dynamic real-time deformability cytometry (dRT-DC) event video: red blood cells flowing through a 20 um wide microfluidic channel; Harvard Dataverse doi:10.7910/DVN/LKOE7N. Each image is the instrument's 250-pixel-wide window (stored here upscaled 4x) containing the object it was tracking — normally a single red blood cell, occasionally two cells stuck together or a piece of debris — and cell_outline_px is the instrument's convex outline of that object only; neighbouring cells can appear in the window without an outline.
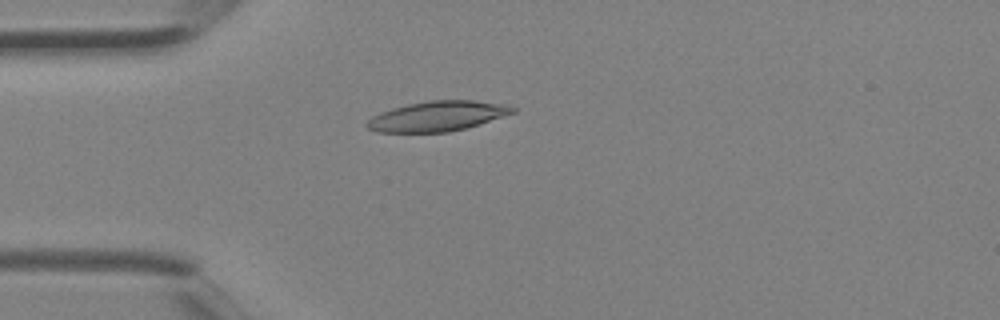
{"species": "Egyptian fruit bat (a non-hibernating species)", "species_latin": "Rousettus aegyptiacus", "temperature_condition": "room temperature", "stored_images_in_passage": 1, "camera_frame_rate_fps": 3000, "um_per_image_px": 0.085, "animal": {"sex": "female"}, "frame": {"image": 1, "passage_image": 1, "time_ms": 0.0, "image_size_px": [1000, 320], "cell_outline_px": [[516, 112], [464, 128], [448, 132], [380, 132], [368, 128], [364, 124], [372, 116], [380, 112], [392, 108], [408, 104], [428, 100], [472, 100], [508, 104], [516, 108]], "centroid_in_image_um": [37.18, 9.86], "position_along_channel_um": 47.8, "area_um2": 25.37}}